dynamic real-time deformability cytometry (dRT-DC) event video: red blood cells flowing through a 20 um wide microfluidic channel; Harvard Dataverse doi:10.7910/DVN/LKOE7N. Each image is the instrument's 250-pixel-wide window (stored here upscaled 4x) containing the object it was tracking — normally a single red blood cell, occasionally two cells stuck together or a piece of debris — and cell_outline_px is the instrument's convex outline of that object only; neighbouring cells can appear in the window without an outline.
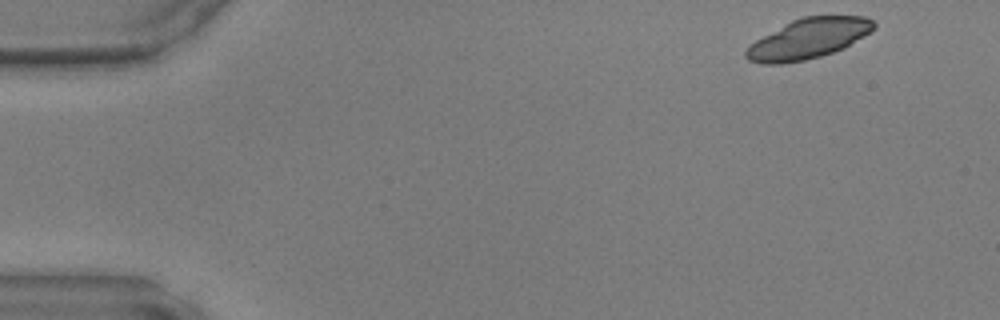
{"species": "common noctule bat (a hibernating species)", "species_latin": "Nyctalus noctula", "temperature_condition": "warm", "stored_images_in_passage": 45, "camera_frame_rate_fps": 3000, "um_per_image_px": 0.085, "animal": {"sex": "male", "body_mass_g": 17.9, "forearm_length_mm": 54.2}, "frame": {"image": 1, "passage_image": 1, "time_ms": 0.0, "image_size_px": [1000, 320], "cell_outline_px": [[876, 28], [844, 48], [820, 56], [804, 60], [780, 64], [764, 64], [748, 60], [744, 56], [744, 52], [756, 40], [784, 24], [792, 20], [804, 16], [864, 16], [872, 20], [876, 24]], "centroid_in_image_um": [68.71, 3.28], "position_along_channel_um": 16.3, "area_um2": 29.59}}